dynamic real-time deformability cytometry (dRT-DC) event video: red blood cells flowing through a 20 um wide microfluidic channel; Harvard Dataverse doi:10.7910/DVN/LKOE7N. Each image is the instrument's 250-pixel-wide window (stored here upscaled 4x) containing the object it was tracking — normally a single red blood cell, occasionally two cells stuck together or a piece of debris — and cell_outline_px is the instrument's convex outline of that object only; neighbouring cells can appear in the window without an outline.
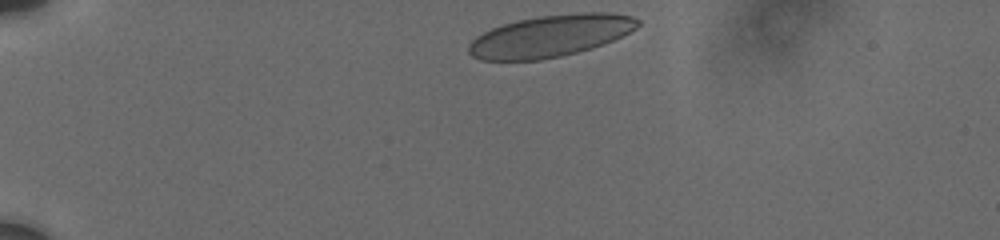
{"species": "human", "species_latin": "Homo sapiens", "temperature_condition": "cold", "stored_images_in_passage": 31, "camera_frame_rate_fps": 3000, "um_per_image_px": 0.085, "donor": {"sex": "male"}, "frame": {"image": 1, "passage_image": 1, "time_ms": 0.0, "image_size_px": [1000, 240], "cell_outline_px": [[640, 24], [636, 28], [604, 44], [592, 48], [560, 56], [540, 60], [480, 60], [472, 56], [468, 52], [468, 44], [476, 36], [492, 28], [516, 20], [540, 16], [580, 12], [612, 12], [632, 16], [640, 20]], "centroid_in_image_um": [46.78, 3.05], "position_along_channel_um": 38.2, "area_um2": 41.21}}
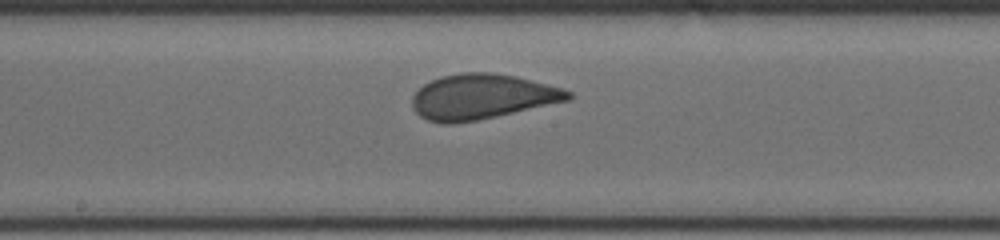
{"frame": {"image": 2, "passage_image": 17, "time_ms": 6.333, "image_size_px": [1000, 240], "cell_outline_px": [[572, 96], [568, 100], [496, 116], [476, 120], [452, 124], [444, 124], [428, 120], [420, 116], [412, 108], [412, 96], [424, 84], [432, 80], [444, 76], [460, 72], [492, 72], [516, 76], [532, 80], [560, 88], [572, 92]], "centroid_in_image_um": [40.93, 8.21], "position_along_channel_um": 207.3, "area_um2": 40.63}}
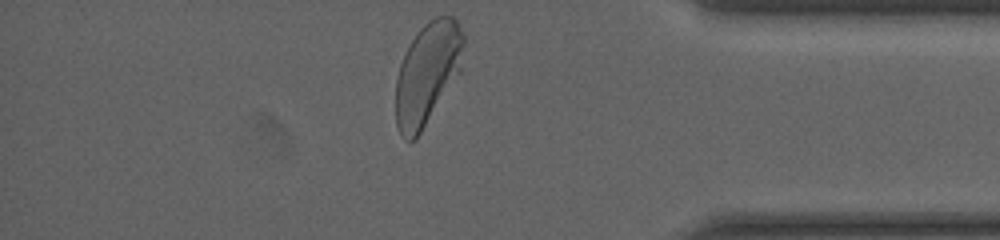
{"frame": {"image": 3, "passage_image": 31, "time_ms": 12.0, "image_size_px": [1000, 240], "cell_outline_px": [[464, 44], [460, 72], [416, 140], [404, 140], [400, 136], [396, 124], [396, 80], [400, 64], [416, 32], [428, 20], [436, 16], [452, 16], [456, 20], [464, 36]], "centroid_in_image_um": [36.32, 6.26], "position_along_channel_um": 398.9, "area_um2": 40.34}, "authors_computed_cell_mechanics": {"area_um2": 40.6334, "velocity_mm_per_s": 3.7125, "shape_relaxation_time_tau1_ms": 3.7228, "shape_relaxation_time_tau2_ms": null, "deformation_change_tau1": 0.1232, "deformation_change_tau2": null}}